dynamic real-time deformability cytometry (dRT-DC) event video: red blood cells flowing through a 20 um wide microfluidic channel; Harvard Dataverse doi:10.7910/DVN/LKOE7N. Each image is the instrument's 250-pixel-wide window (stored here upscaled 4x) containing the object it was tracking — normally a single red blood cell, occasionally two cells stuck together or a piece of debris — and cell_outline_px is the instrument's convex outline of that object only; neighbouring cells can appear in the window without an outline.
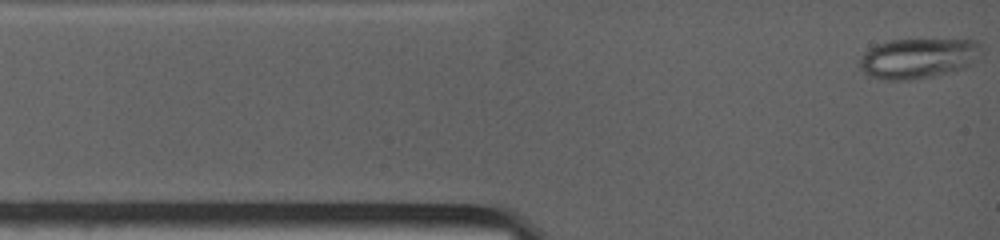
{"species": "common noctule bat (a hibernating species)", "species_latin": "Nyctalus noctula", "temperature_condition": "warm", "stored_images_in_passage": 40, "camera_frame_rate_fps": 4500, "um_per_image_px": 0.085, "animal": {"sex": "female", "body_mass_g": 19.0, "forearm_length_mm": 53.3}, "frame": {"image": 1, "passage_image": 1, "time_ms": 0.0, "image_size_px": [1000, 240], "cell_outline_px": [[984, 48], [980, 60], [964, 68], [932, 76], [912, 80], [880, 80], [868, 76], [860, 68], [860, 60], [864, 52], [888, 40], [980, 40]], "centroid_in_image_um": [78.12, 4.96], "position_along_channel_um": 6.9, "area_um2": 28.84}}
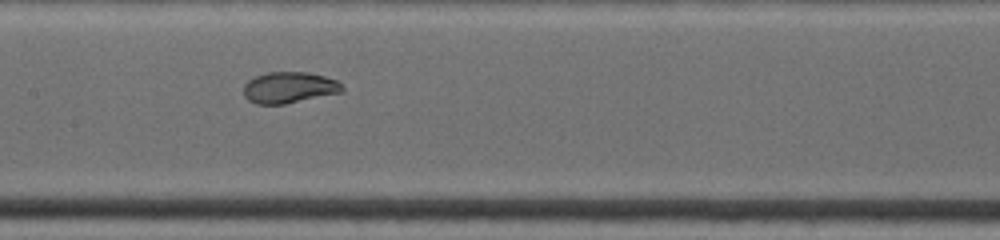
{"frame": {"image": 2, "passage_image": 25, "time_ms": 5.556, "image_size_px": [1000, 240], "cell_outline_px": [[344, 92], [284, 104], [256, 104], [248, 100], [244, 96], [244, 84], [248, 80], [256, 76], [268, 72], [308, 72], [324, 76], [336, 80], [344, 88]], "centroid_in_image_um": [24.58, 7.44], "position_along_channel_um": 182.8, "area_um2": 17.98}}
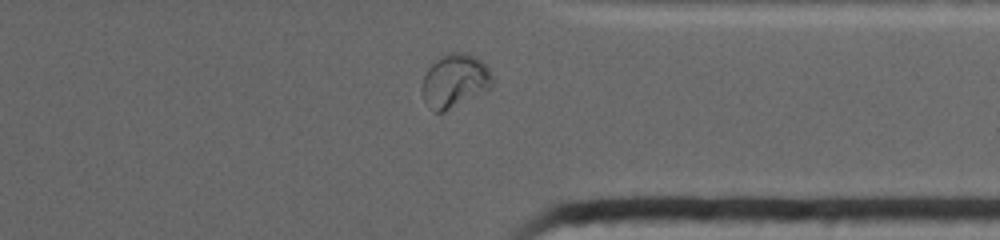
{"frame": {"image": 3, "passage_image": 37, "time_ms": 10.444, "image_size_px": [1000, 240], "cell_outline_px": [[492, 84], [488, 88], [444, 112], [432, 112], [424, 100], [420, 88], [424, 76], [428, 68], [436, 60], [448, 52], [464, 52], [480, 60], [488, 68], [492, 76]], "centroid_in_image_um": [38.59, 6.87], "position_along_channel_um": 372.8, "area_um2": 21.56}}